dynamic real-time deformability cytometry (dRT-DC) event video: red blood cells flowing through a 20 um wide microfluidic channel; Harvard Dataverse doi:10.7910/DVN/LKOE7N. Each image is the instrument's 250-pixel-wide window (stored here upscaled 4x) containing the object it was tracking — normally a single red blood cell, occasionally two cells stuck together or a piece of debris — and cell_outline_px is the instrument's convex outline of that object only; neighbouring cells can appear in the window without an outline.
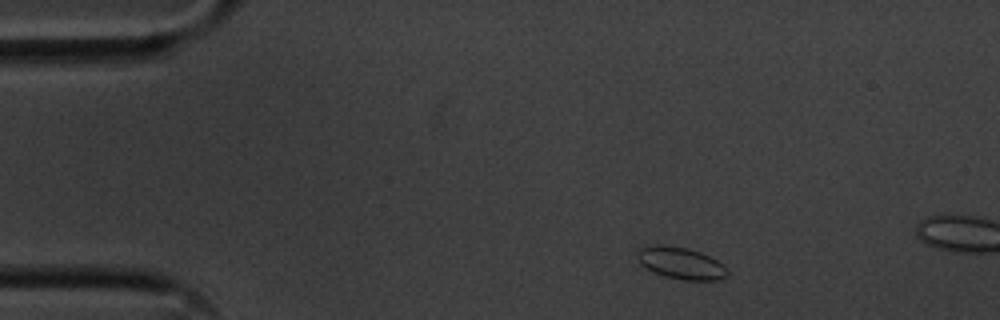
{"species": "common noctule bat (a hibernating species)", "species_latin": "Nyctalus noctula", "temperature_condition": "cold", "stored_images_in_passage": 10, "camera_frame_rate_fps": 3000, "um_per_image_px": 0.085, "animal": {"sex": "male", "body_mass_g": 20.1, "forearm_length_mm": 53.5}, "frame": {"image": 1, "passage_image": 4, "time_ms": 1.0, "image_size_px": [1000, 320], "cell_outline_px": [[728, 272], [720, 280], [684, 280], [668, 276], [656, 272], [640, 264], [636, 256], [640, 248], [656, 244], [660, 244], [688, 248], [700, 252], [724, 264]], "centroid_in_image_um": [57.88, 22.35], "position_along_channel_um": 27.1, "area_um2": 16.47}}